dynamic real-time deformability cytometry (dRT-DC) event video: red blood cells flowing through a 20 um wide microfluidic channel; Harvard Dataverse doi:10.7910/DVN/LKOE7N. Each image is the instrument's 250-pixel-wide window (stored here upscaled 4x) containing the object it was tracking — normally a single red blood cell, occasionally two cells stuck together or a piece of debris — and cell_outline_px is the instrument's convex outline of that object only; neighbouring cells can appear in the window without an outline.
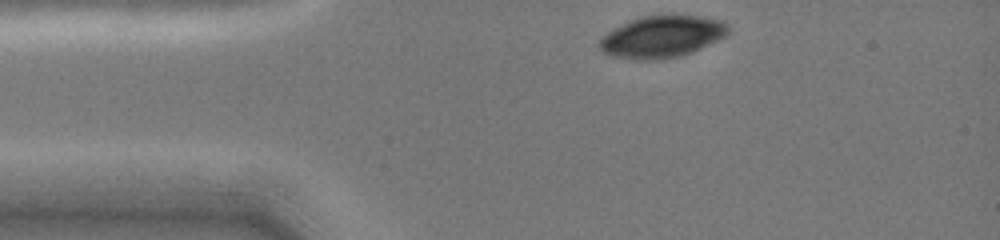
{"species": "common noctule bat (a hibernating species)", "species_latin": "Nyctalus noctula", "temperature_condition": "cold", "stored_images_in_passage": 39, "camera_frame_rate_fps": 3000, "um_per_image_px": 0.085, "animal": {"sex": "female", "body_mass_g": 19.0, "forearm_length_mm": 51.5}, "frame": {"image": 1, "passage_image": 1, "time_ms": 0.0, "image_size_px": [1000, 240], "cell_outline_px": [[728, 32], [724, 36], [692, 52], [680, 56], [660, 60], [636, 60], [612, 56], [604, 52], [600, 48], [600, 40], [608, 32], [628, 20], [640, 16], [672, 12], [704, 16], [720, 20], [728, 28]], "centroid_in_image_um": [56.26, 3.08], "position_along_channel_um": 28.7, "area_um2": 31.91}}
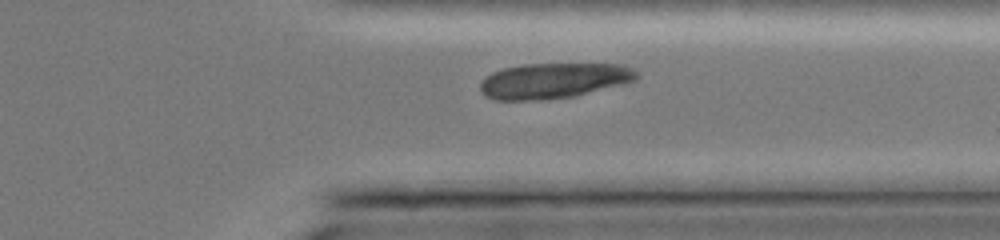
{"frame": {"image": 2, "passage_image": 33, "time_ms": 9.333, "image_size_px": [1000, 240], "cell_outline_px": [[640, 76], [636, 80], [576, 96], [548, 100], [492, 100], [484, 96], [480, 92], [480, 84], [484, 76], [492, 72], [504, 68], [524, 64], [620, 64], [632, 68]], "centroid_in_image_um": [47.01, 6.87], "position_along_channel_um": 364.4, "area_um2": 32.6}}
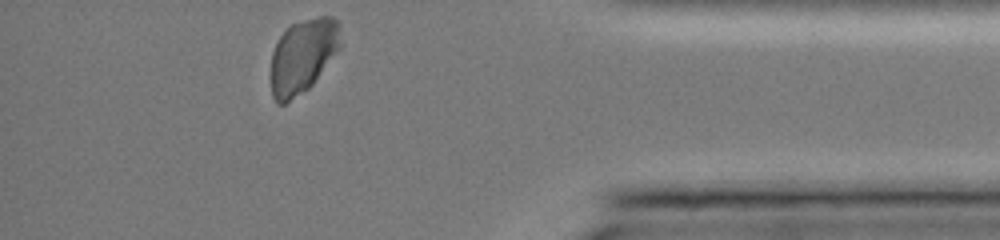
{"frame": {"image": 3, "passage_image": 39, "time_ms": 11.0, "image_size_px": [1000, 240], "cell_outline_px": [[340, 48], [312, 84], [308, 88], [284, 104], [276, 104], [272, 96], [272, 52], [280, 36], [292, 24], [320, 16], [332, 16], [340, 24]], "centroid_in_image_um": [25.75, 4.75], "position_along_channel_um": 409.4, "area_um2": 29.65}}